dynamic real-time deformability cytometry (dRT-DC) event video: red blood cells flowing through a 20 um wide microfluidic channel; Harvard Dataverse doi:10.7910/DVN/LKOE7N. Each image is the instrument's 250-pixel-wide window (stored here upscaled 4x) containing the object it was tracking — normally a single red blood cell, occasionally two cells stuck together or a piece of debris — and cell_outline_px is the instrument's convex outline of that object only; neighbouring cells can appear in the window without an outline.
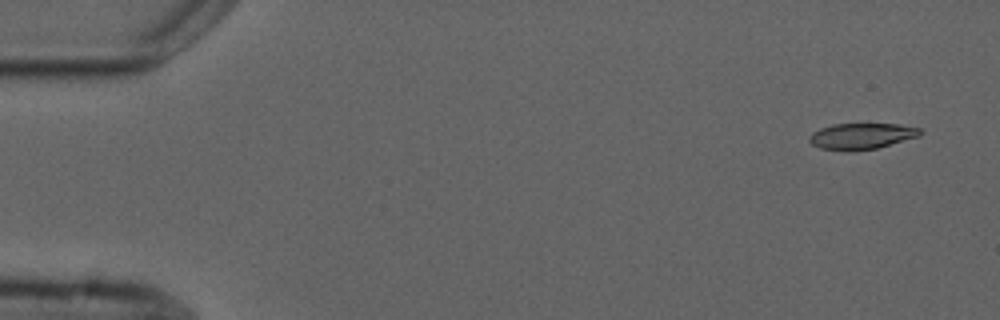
{"species": "common noctule bat (a hibernating species)", "species_latin": "Nyctalus noctula", "temperature_condition": "cold", "stored_images_in_passage": 6, "camera_frame_rate_fps": 3000, "um_per_image_px": 0.085, "animal": {"sex": "male", "forearm_length_mm": 52.5}, "frame": {"image": 1, "passage_image": 1, "time_ms": 0.0, "image_size_px": [1000, 320], "cell_outline_px": [[924, 132], [920, 136], [876, 148], [852, 152], [820, 148], [812, 144], [808, 140], [808, 136], [812, 132], [820, 128], [832, 124], [900, 124], [920, 128]], "centroid_in_image_um": [73.22, 11.57], "position_along_channel_um": 11.8, "area_um2": 17.05}}
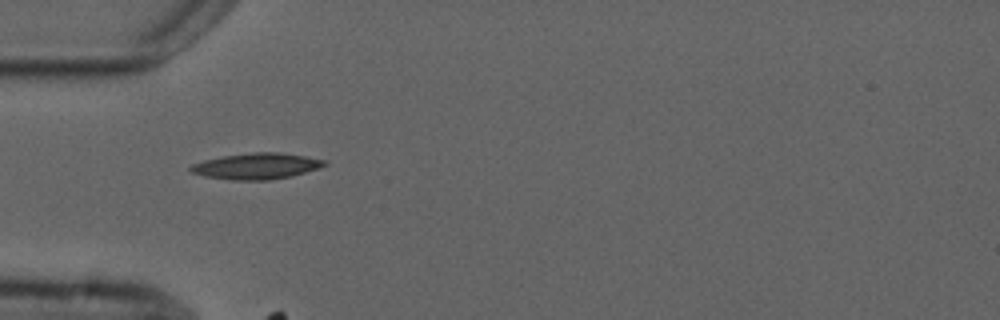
{"frame": {"image": 2, "passage_image": 5, "time_ms": 4.667, "image_size_px": [1000, 320], "cell_outline_px": [[328, 164], [292, 176], [268, 180], [232, 180], [204, 176], [192, 172], [188, 168], [192, 164], [204, 160], [224, 156], [252, 152], [280, 152], [304, 156], [324, 160]], "centroid_in_image_um": [21.77, 14.12], "position_along_channel_um": 63.2, "area_um2": 20.11}}